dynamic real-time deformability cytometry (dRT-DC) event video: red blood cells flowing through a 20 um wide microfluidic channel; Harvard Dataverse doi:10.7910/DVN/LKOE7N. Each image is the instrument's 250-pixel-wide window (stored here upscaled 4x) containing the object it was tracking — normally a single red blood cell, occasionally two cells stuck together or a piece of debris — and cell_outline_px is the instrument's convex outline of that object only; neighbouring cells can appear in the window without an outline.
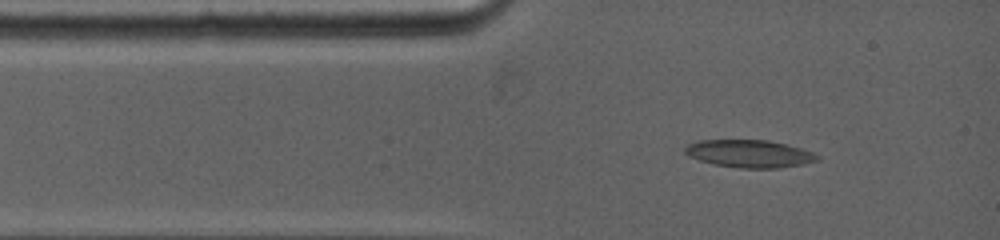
{"species": "common noctule bat (a hibernating species)", "species_latin": "Nyctalus noctula", "temperature_condition": "warm", "stored_images_in_passage": 4, "camera_frame_rate_fps": 5000, "um_per_image_px": 0.085, "animal": {"sex": "female", "body_mass_g": 19.0, "forearm_length_mm": 53.3}, "frame": {"image": 1, "passage_image": 1, "time_ms": 0.0, "image_size_px": [1000, 240], "cell_outline_px": [[820, 160], [804, 164], [780, 168], [740, 168], [716, 164], [700, 160], [688, 156], [684, 152], [684, 148], [688, 144], [696, 140], [768, 140], [800, 148], [812, 152], [820, 156]], "centroid_in_image_um": [63.7, 13.06], "position_along_channel_um": 21.3, "area_um2": 21.27}}
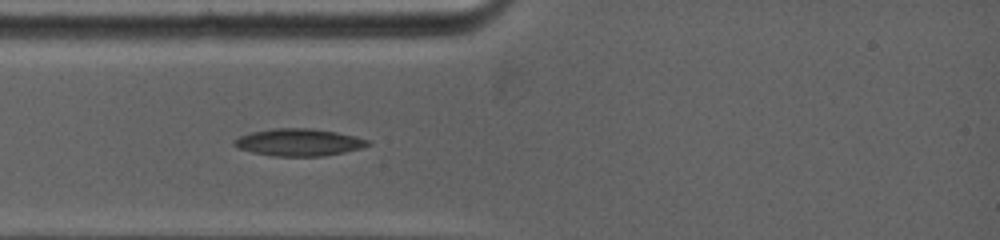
{"frame": {"image": 2, "passage_image": 3, "time_ms": 1.4, "image_size_px": [1000, 240], "cell_outline_px": [[372, 144], [360, 148], [344, 152], [324, 156], [272, 156], [252, 152], [240, 148], [232, 144], [232, 140], [240, 136], [252, 132], [276, 128], [312, 128], [336, 132], [356, 136], [368, 140]], "centroid_in_image_um": [25.4, 12.09], "position_along_channel_um": 59.6, "area_um2": 21.15}}